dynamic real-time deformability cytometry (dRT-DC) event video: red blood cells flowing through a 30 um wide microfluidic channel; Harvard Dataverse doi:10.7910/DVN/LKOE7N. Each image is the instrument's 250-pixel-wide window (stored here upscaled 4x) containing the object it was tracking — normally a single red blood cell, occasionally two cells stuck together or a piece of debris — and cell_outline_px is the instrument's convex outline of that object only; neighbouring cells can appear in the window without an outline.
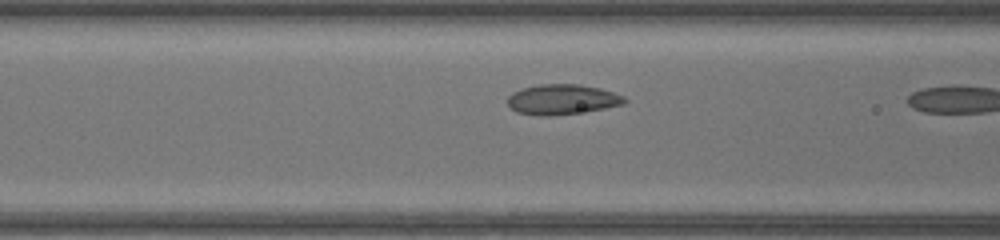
{"species": "common noctule bat (a hibernating species)", "species_latin": "Nyctalus noctula", "temperature_condition": "warm", "stored_images_in_passage": 10, "camera_frame_rate_fps": 3000, "um_per_image_px": 0.085, "animal": {"sex": "female", "body_mass_g": 17.0, "forearm_length_mm": 48.0}, "frame": {"image": 1, "passage_image": 9, "time_ms": 2.667, "image_size_px": [1000, 240], "cell_outline_px": [[628, 100], [624, 104], [604, 108], [548, 116], [540, 116], [516, 112], [508, 104], [508, 96], [512, 92], [524, 88], [540, 84], [580, 84], [600, 88], [624, 96]], "centroid_in_image_um": [47.78, 8.44], "position_along_channel_um": 118.8, "area_um2": 20.35}}